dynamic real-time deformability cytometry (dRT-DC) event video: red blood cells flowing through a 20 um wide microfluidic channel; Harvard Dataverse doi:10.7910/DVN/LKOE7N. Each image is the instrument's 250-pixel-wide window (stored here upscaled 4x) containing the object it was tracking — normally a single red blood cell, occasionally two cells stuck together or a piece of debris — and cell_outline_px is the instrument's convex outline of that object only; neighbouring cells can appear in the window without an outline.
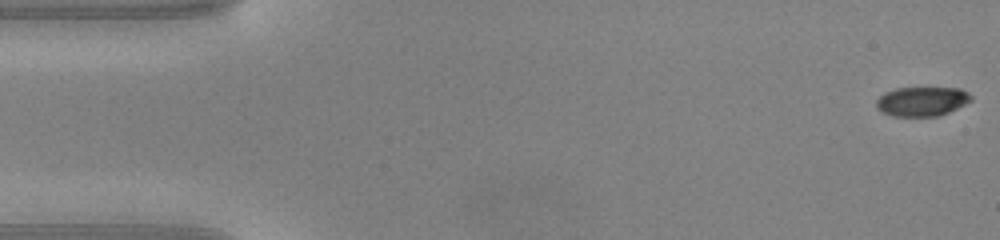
{"species": "common noctule bat (a hibernating species)", "species_latin": "Nyctalus noctula", "temperature_condition": "warm", "stored_images_in_passage": 49, "camera_frame_rate_fps": 3000, "um_per_image_px": 0.085, "animal": {"sex": "male", "body_mass_g": 20.0, "forearm_length_mm": 53.3}, "frame": {"image": 1, "passage_image": 1, "time_ms": 0.0, "image_size_px": [1000, 240], "cell_outline_px": [[972, 100], [948, 112], [936, 116], [892, 116], [880, 112], [876, 108], [876, 100], [884, 92], [896, 88], [960, 88], [968, 92], [972, 96]], "centroid_in_image_um": [78.33, 8.61], "position_along_channel_um": 6.7, "area_um2": 16.24}}
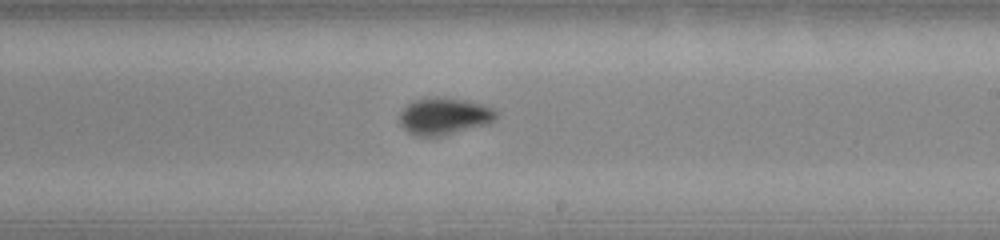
{"frame": {"image": 2, "passage_image": 28, "time_ms": 9.0, "image_size_px": [1000, 240], "cell_outline_px": [[500, 112], [488, 124], [440, 136], [420, 136], [408, 132], [400, 124], [400, 112], [412, 100], [428, 96], [440, 96], [464, 100], [484, 104], [496, 108]], "centroid_in_image_um": [37.77, 9.84], "position_along_channel_um": 251.2, "area_um2": 21.04}}
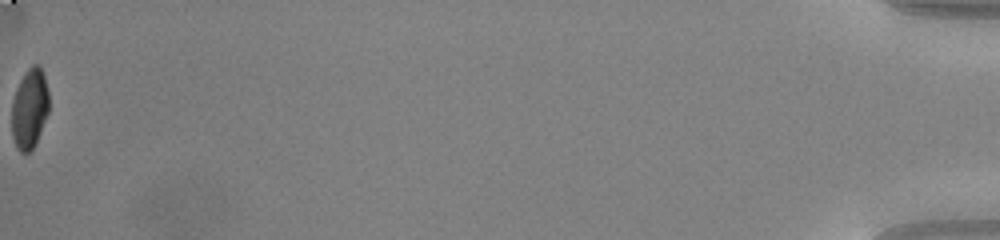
{"frame": {"image": 3, "passage_image": 49, "time_ms": 16.0, "image_size_px": [1000, 240], "cell_outline_px": [[48, 112], [40, 132], [32, 148], [28, 152], [20, 152], [16, 148], [12, 136], [12, 100], [20, 80], [28, 68], [32, 64], [36, 64], [40, 68], [44, 76], [48, 92]], "centroid_in_image_um": [2.49, 9.23], "position_along_channel_um": 432.7, "area_um2": 17.05}, "authors_computed_cell_mechanics": {"area_um2": 19.1318, "velocity_mm_per_s": 4.1603, "shape_relaxation_time_tau1_ms": 4.5662, "shape_relaxation_time_tau2_ms": 0.8694, "deformation_change_tau1": 0.2046, "deformation_change_tau2": 0.0486}}